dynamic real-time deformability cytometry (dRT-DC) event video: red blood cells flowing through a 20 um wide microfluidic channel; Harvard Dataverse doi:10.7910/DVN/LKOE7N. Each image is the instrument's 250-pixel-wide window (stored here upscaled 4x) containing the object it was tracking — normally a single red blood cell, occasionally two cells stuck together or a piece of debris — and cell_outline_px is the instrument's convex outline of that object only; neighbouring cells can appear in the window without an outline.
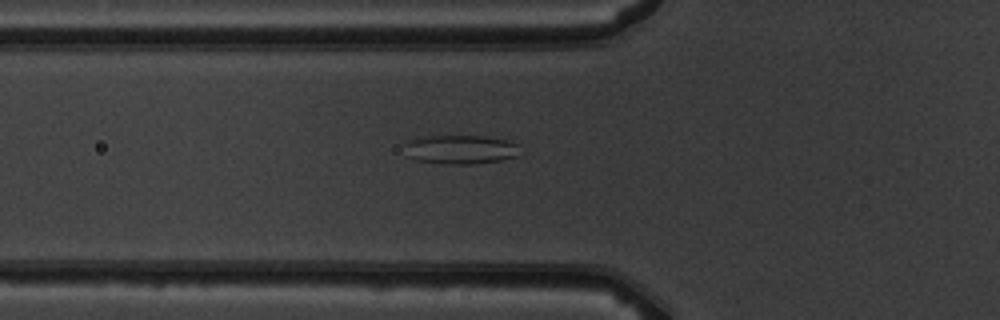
{"species": "common noctule bat (a hibernating species)", "species_latin": "Nyctalus noctula", "temperature_condition": "warm", "stored_images_in_passage": 7, "camera_frame_rate_fps": 3000, "um_per_image_px": 0.085, "animal": {"sex": "male", "body_mass_g": 19.5, "forearm_length_mm": 54.6}, "frame": {"image": 1, "passage_image": 7, "time_ms": 7.0, "image_size_px": [1000, 320], "cell_outline_px": [[520, 156], [500, 160], [472, 164], [440, 164], [416, 160], [408, 156], [404, 144], [408, 140], [424, 136], [488, 136], [508, 140], [516, 144]], "centroid_in_image_um": [39.13, 12.7], "position_along_channel_um": 86.7, "area_um2": 19.65}}